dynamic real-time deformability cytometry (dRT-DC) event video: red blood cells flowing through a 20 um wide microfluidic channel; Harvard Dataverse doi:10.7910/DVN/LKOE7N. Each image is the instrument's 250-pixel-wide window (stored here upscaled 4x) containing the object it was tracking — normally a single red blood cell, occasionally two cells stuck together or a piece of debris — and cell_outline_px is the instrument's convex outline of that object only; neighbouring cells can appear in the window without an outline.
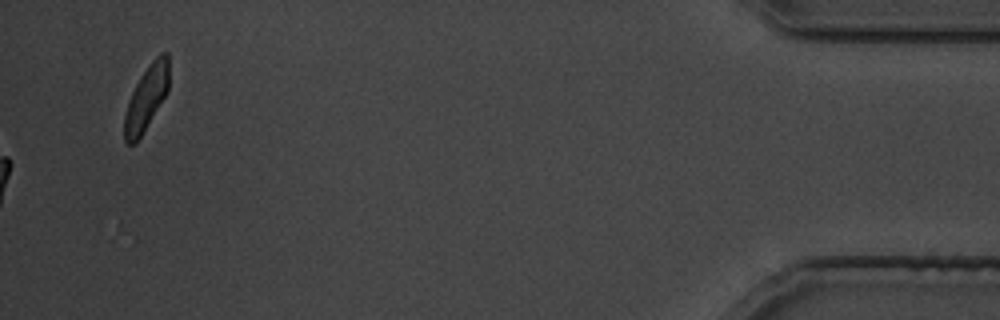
{"species": "common noctule bat (a hibernating species)", "species_latin": "Nyctalus noctula", "temperature_condition": "cold", "stored_images_in_passage": 28, "camera_frame_rate_fps": 3000, "um_per_image_px": 0.085, "animal": {"sex": "male", "body_mass_g": 19.5, "forearm_length_mm": 54.6}, "frame": {"image": 1, "passage_image": 28, "time_ms": 33.0, "image_size_px": [1000, 320], "cell_outline_px": [[168, 92], [136, 144], [128, 144], [124, 140], [124, 112], [128, 100], [140, 76], [152, 60], [160, 52], [168, 52]], "centroid_in_image_um": [12.43, 8.34], "position_along_channel_um": 422.8, "area_um2": 16.88}}